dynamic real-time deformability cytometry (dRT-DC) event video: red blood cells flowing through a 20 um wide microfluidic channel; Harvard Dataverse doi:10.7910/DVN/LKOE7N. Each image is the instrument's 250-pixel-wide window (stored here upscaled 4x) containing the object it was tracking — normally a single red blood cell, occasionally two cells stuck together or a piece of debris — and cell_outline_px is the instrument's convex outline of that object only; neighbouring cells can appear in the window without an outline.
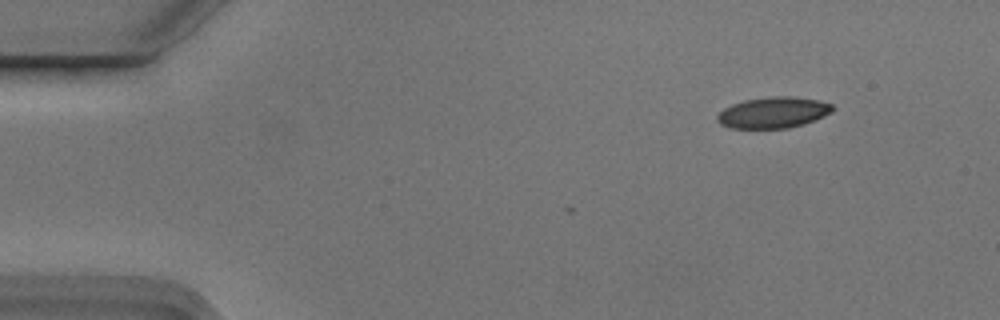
{"species": "Egyptian fruit bat (a non-hibernating species)", "species_latin": "Rousettus aegyptiacus", "temperature_condition": "cold", "stored_images_in_passage": 4, "segment_of_instrument_passage": [1, 2], "camera_frame_rate_fps": 3000, "um_per_image_px": 0.085, "animal": {"sex": "male"}, "frame": {"image": 1, "passage_image": 1, "time_ms": 0.0, "image_size_px": [1000, 320], "cell_outline_px": [[836, 108], [832, 112], [824, 116], [804, 124], [788, 128], [732, 128], [720, 124], [716, 120], [716, 116], [724, 108], [732, 104], [744, 100], [772, 96], [792, 96], [820, 100], [832, 104]], "centroid_in_image_um": [65.75, 9.56], "position_along_channel_um": 19.3, "area_um2": 21.04}}
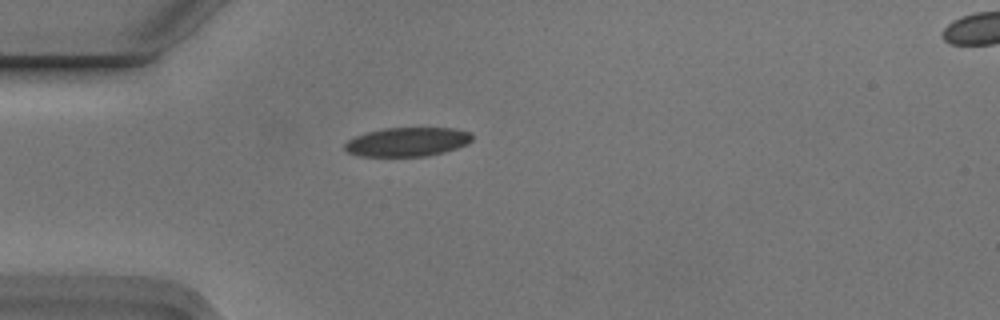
{"frame": {"image": 2, "passage_image": 3, "time_ms": 0.667, "image_size_px": [1000, 320], "cell_outline_px": [[472, 140], [468, 144], [444, 152], [428, 156], [360, 156], [348, 152], [344, 148], [344, 144], [348, 140], [356, 136], [368, 132], [384, 128], [452, 128], [472, 132]], "centroid_in_image_um": [34.65, 12.06], "position_along_channel_um": 50.4, "area_um2": 21.5}}